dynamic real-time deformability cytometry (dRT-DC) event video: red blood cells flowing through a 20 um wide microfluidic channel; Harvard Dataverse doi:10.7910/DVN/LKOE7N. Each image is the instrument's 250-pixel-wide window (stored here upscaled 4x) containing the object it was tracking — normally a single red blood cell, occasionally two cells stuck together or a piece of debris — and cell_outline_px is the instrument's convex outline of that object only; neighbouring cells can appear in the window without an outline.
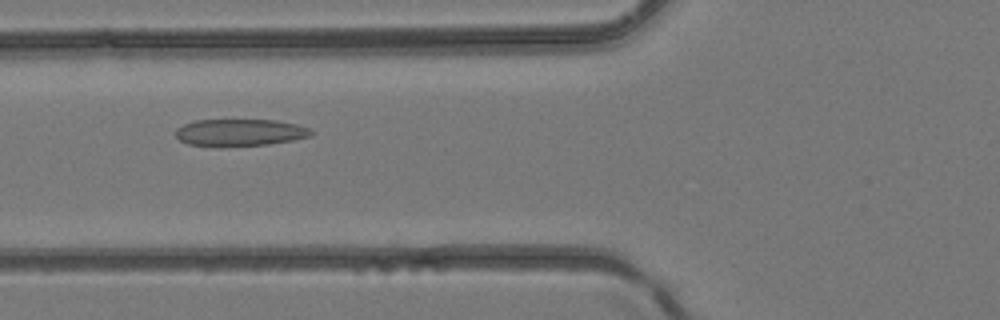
{"species": "common noctule bat (a hibernating species)", "species_latin": "Nyctalus noctula", "temperature_condition": "room temperature", "stored_images_in_passage": 40, "camera_frame_rate_fps": 3000, "um_per_image_px": 0.085, "animal": {"sex": "female", "body_mass_g": 24.6, "forearm_length_mm": 56.2}, "frame": {"image": 1, "passage_image": 14, "time_ms": 4.333, "image_size_px": [1000, 320], "cell_outline_px": [[312, 136], [292, 140], [268, 144], [220, 148], [216, 148], [188, 144], [180, 140], [176, 136], [176, 128], [184, 124], [196, 120], [276, 120], [296, 124], [308, 128], [312, 132]], "centroid_in_image_um": [20.34, 11.29], "position_along_channel_um": 105.5, "area_um2": 21.68}}
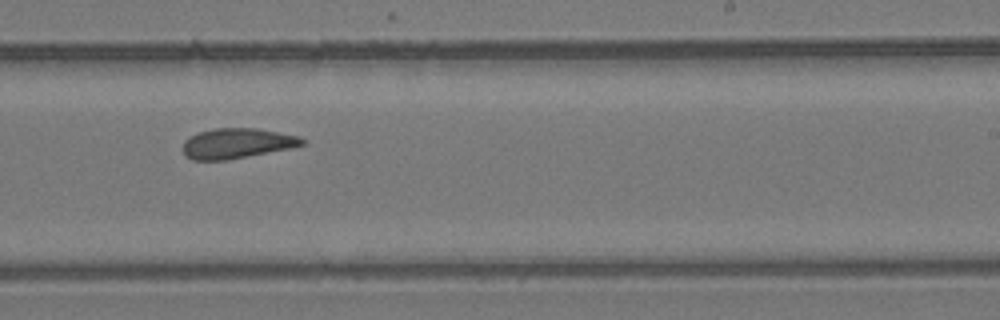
{"frame": {"image": 2, "passage_image": 24, "time_ms": 7.667, "image_size_px": [1000, 320], "cell_outline_px": [[304, 144], [292, 148], [228, 160], [192, 160], [184, 156], [184, 140], [188, 136], [212, 128], [260, 128], [300, 136], [304, 140]], "centroid_in_image_um": [20.14, 12.18], "position_along_channel_um": 268.9, "area_um2": 21.21}}
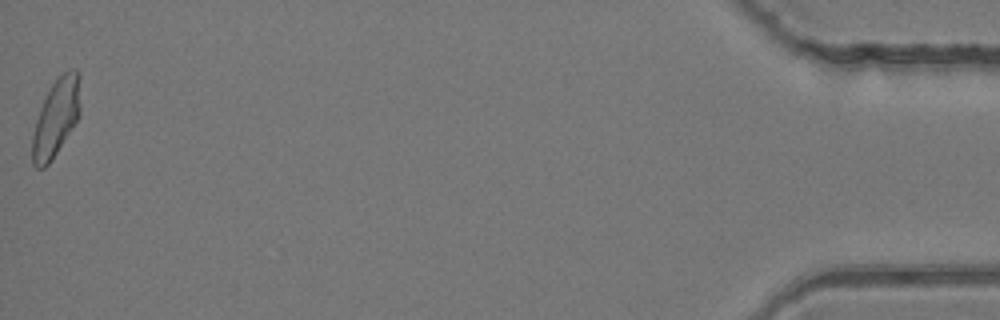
{"frame": {"image": 3, "passage_image": 40, "time_ms": 13.0, "image_size_px": [1000, 320], "cell_outline_px": [[80, 116], [48, 164], [44, 168], [36, 168], [32, 164], [32, 136], [36, 120], [40, 108], [48, 88], [64, 72], [72, 68], [76, 68], [80, 72]], "centroid_in_image_um": [4.78, 9.96], "position_along_channel_um": 430.4, "area_um2": 21.73}}